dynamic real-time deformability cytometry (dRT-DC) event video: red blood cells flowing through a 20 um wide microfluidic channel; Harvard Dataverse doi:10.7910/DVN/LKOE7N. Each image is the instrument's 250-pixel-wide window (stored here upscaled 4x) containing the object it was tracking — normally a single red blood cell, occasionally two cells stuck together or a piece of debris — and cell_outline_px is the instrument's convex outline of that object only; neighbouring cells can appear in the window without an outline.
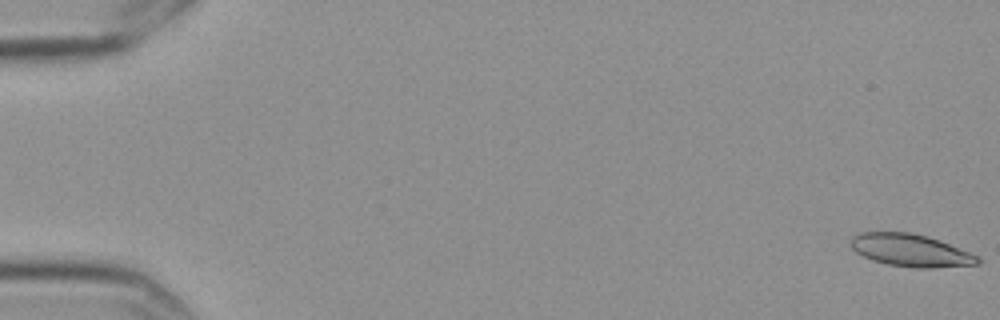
{"species": "Egyptian fruit bat (a non-hibernating species)", "species_latin": "Rousettus aegyptiacus", "temperature_condition": "cold", "stored_images_in_passage": 6, "segment_of_instrument_passage": [1, 2], "camera_frame_rate_fps": 3000, "um_per_image_px": 0.085, "frame": {"image": 1, "passage_image": 1, "time_ms": 0.0, "image_size_px": [1000, 320], "cell_outline_px": [[980, 264], [932, 268], [916, 268], [888, 264], [872, 260], [856, 252], [852, 248], [852, 236], [860, 232], [912, 232], [928, 236], [940, 240], [980, 256]], "centroid_in_image_um": [77.45, 21.27], "position_along_channel_um": 7.6, "area_um2": 24.1}}
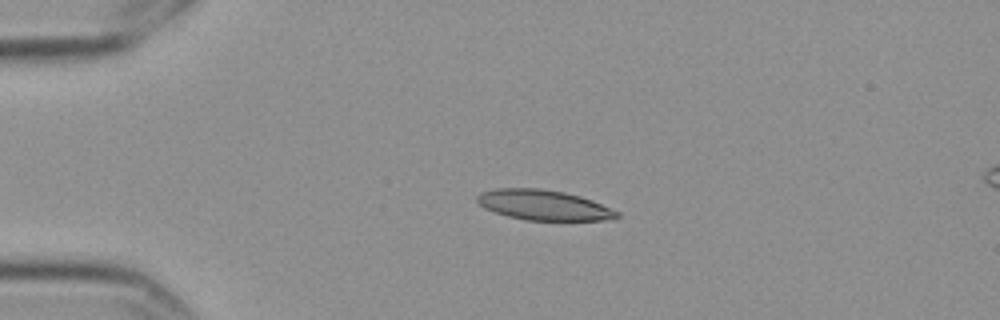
{"frame": {"image": 2, "passage_image": 4, "time_ms": 1.0, "image_size_px": [1000, 320], "cell_outline_px": [[620, 216], [604, 220], [524, 220], [508, 216], [484, 208], [476, 200], [476, 196], [480, 192], [496, 188], [540, 188], [564, 192], [580, 196], [592, 200], [620, 212]], "centroid_in_image_um": [46.19, 17.42], "position_along_channel_um": 38.8, "area_um2": 24.57}}